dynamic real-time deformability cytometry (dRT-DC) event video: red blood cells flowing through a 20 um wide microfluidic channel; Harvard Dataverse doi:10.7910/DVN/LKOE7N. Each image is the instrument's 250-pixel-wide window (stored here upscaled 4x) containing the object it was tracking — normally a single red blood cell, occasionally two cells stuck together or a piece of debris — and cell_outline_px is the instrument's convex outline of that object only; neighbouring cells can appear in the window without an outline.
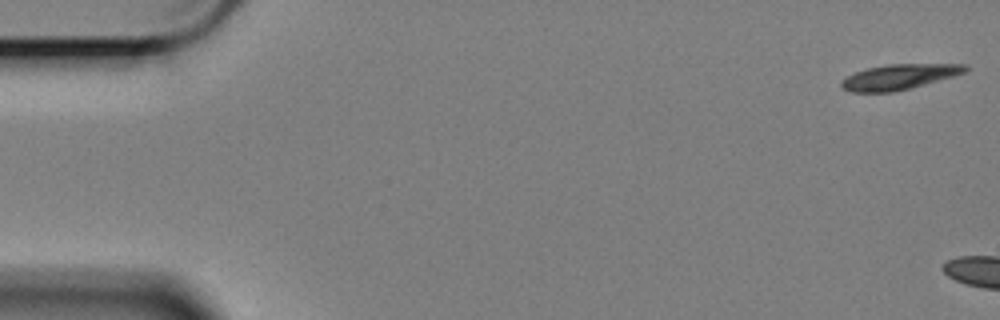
{"species": "Egyptian fruit bat (a non-hibernating species)", "species_latin": "Rousettus aegyptiacus", "temperature_condition": "cold", "stored_images_in_passage": 5, "camera_frame_rate_fps": 3000, "um_per_image_px": 0.085, "animal": {"sex": "female"}, "frame": {"image": 1, "passage_image": 1, "time_ms": 0.0, "image_size_px": [1000, 320], "cell_outline_px": [[968, 68], [964, 72], [952, 76], [924, 84], [892, 92], [852, 92], [840, 88], [840, 80], [856, 72], [868, 68], [888, 64], [968, 64]], "centroid_in_image_um": [76.37, 6.53], "position_along_channel_um": 8.6, "area_um2": 17.98}}